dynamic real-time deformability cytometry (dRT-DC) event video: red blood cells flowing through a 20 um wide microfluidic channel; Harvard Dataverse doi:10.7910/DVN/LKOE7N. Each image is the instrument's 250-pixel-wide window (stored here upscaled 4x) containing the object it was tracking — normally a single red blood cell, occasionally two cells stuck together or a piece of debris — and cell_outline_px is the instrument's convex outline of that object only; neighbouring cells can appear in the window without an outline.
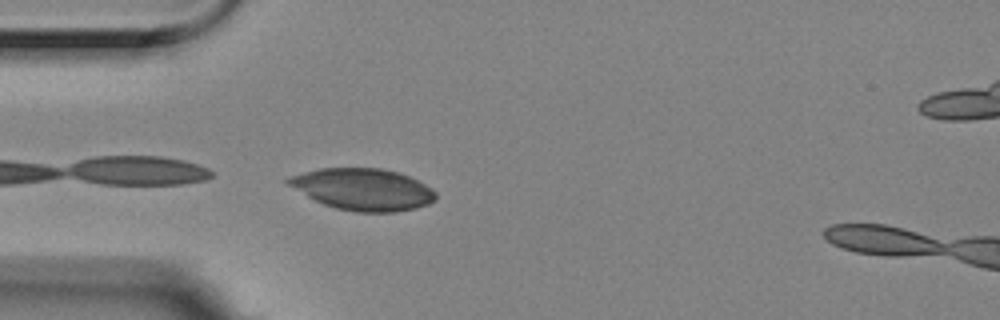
{"species": "Egyptian fruit bat (a non-hibernating species)", "species_latin": "Rousettus aegyptiacus", "temperature_condition": "room temperature", "stored_images_in_passage": 6, "camera_frame_rate_fps": 3000, "um_per_image_px": 0.085, "animal": {"sex": "female"}, "frame": {"image": 1, "passage_image": 6, "time_ms": 1.667, "image_size_px": [1000, 320], "cell_outline_px": [[436, 200], [428, 204], [416, 208], [396, 212], [356, 212], [336, 208], [324, 204], [308, 196], [288, 184], [284, 180], [292, 176], [304, 172], [320, 168], [380, 168], [400, 172], [432, 188], [436, 192]], "centroid_in_image_um": [30.89, 16.09], "position_along_channel_um": 54.1, "area_um2": 35.66}}